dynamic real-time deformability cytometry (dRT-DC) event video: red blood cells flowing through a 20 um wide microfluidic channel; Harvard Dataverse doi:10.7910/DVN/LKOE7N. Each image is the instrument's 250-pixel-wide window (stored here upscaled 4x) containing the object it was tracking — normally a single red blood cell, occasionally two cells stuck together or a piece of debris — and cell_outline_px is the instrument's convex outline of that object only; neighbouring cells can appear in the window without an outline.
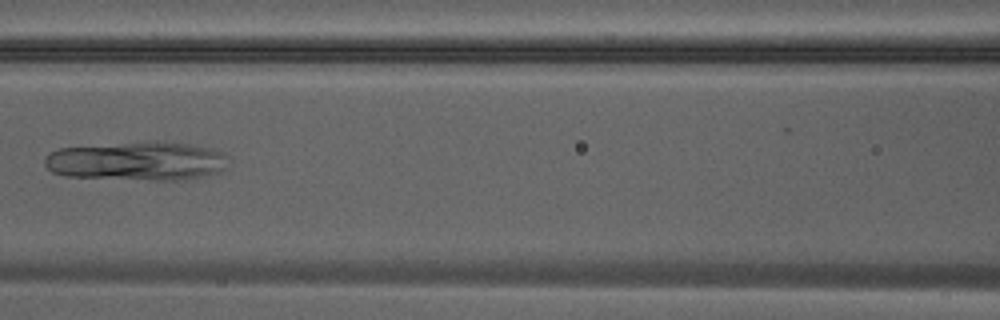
{"species": "Egyptian fruit bat (a non-hibernating species)", "species_latin": "Rousettus aegyptiacus", "temperature_condition": "warm", "stored_images_in_passage": 26, "camera_frame_rate_fps": 3000, "um_per_image_px": 0.085, "animal": {"sex": "male"}, "frame": {"image": 1, "passage_image": 8, "time_ms": 2.333, "image_size_px": [1000, 320], "cell_outline_px": [[232, 164], [216, 176], [184, 180], [152, 180], [64, 176], [52, 172], [44, 164], [44, 156], [60, 148], [156, 140], [188, 144], [212, 148], [224, 152], [232, 160]], "centroid_in_image_um": [11.81, 13.7], "position_along_channel_um": 154.8, "area_um2": 42.77}}
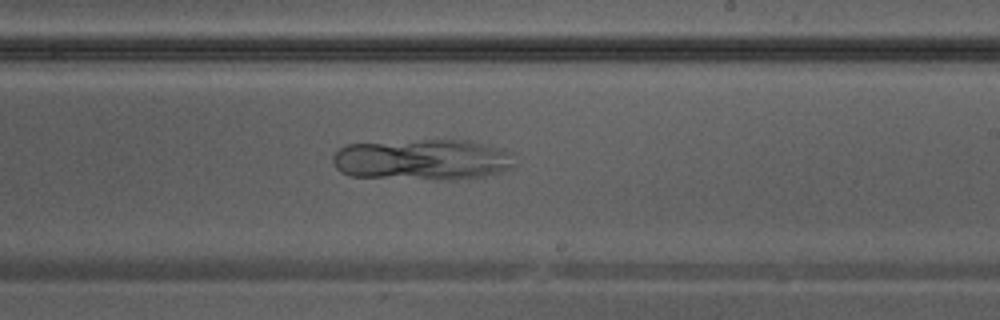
{"frame": {"image": 2, "passage_image": 14, "time_ms": 4.333, "image_size_px": [1000, 320], "cell_outline_px": [[516, 164], [512, 168], [500, 172], [484, 176], [452, 180], [432, 180], [348, 176], [340, 172], [336, 168], [332, 160], [332, 156], [340, 148], [348, 144], [424, 140], [468, 140], [500, 148], [512, 152]], "centroid_in_image_um": [35.92, 13.59], "position_along_channel_um": 253.1, "area_um2": 43.99}}